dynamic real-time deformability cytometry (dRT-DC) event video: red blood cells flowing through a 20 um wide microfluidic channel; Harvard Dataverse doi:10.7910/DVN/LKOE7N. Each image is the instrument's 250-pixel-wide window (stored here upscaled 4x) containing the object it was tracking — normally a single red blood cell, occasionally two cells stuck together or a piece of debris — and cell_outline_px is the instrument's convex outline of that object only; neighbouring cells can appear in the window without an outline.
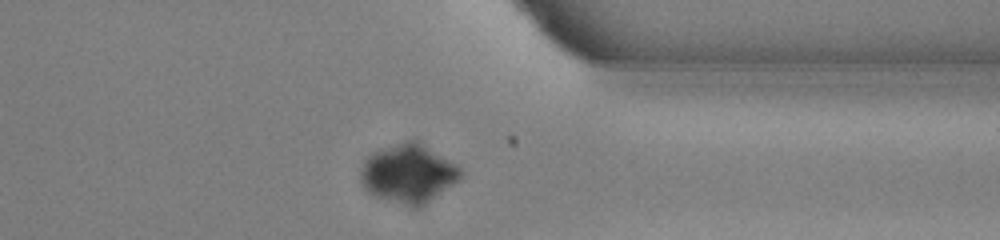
{"species": "common noctule bat (a hibernating species)", "species_latin": "Nyctalus noctula", "temperature_condition": "warm", "stored_images_in_passage": 39, "camera_frame_rate_fps": 3000, "um_per_image_px": 0.085, "animal": {"sex": "male", "body_mass_g": 13.0, "forearm_length_mm": 53.1}, "frame": {"image": 1, "passage_image": 28, "time_ms": 9.0, "image_size_px": [1000, 240], "cell_outline_px": [[464, 172], [452, 184], [420, 208], [412, 208], [372, 196], [364, 188], [360, 180], [360, 168], [364, 160], [368, 156], [376, 152], [404, 140], [416, 140], [456, 164]], "centroid_in_image_um": [34.67, 14.78], "position_along_channel_um": 376.7, "area_um2": 34.04}}
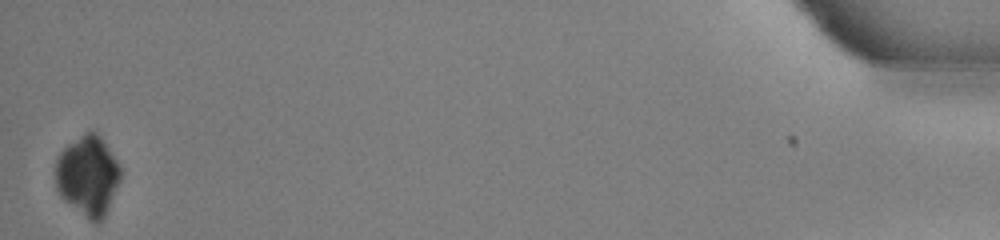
{"frame": {"image": 2, "passage_image": 39, "time_ms": 12.667, "image_size_px": [1000, 240], "cell_outline_px": [[120, 180], [108, 208], [100, 224], [96, 224], [88, 220], [64, 200], [60, 196], [56, 188], [56, 160], [60, 152], [68, 144], [84, 132], [96, 132], [120, 164]], "centroid_in_image_um": [7.46, 14.96], "position_along_channel_um": 427.7, "area_um2": 30.17}}